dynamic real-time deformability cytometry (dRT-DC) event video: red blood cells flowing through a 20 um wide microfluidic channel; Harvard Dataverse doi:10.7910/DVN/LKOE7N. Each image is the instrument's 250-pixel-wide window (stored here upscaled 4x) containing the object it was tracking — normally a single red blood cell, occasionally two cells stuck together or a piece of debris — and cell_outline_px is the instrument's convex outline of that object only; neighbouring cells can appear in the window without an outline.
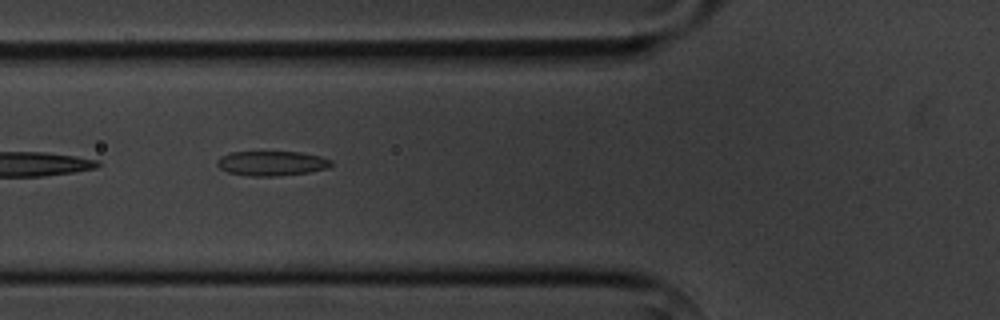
{"species": "common noctule bat (a hibernating species)", "species_latin": "Nyctalus noctula", "temperature_condition": "cold", "stored_images_in_passage": 7, "camera_frame_rate_fps": 3000, "um_per_image_px": 0.085, "animal": {"sex": "male", "body_mass_g": 20.1, "forearm_length_mm": 53.5}, "frame": {"image": 1, "passage_image": 6, "time_ms": 6.0, "image_size_px": [1000, 320], "cell_outline_px": [[332, 164], [328, 168], [308, 172], [276, 176], [248, 176], [228, 172], [220, 168], [216, 164], [216, 160], [220, 156], [232, 152], [300, 152], [320, 156], [332, 160]], "centroid_in_image_um": [23.08, 13.88], "position_along_channel_um": 102.7, "area_um2": 16.42}}